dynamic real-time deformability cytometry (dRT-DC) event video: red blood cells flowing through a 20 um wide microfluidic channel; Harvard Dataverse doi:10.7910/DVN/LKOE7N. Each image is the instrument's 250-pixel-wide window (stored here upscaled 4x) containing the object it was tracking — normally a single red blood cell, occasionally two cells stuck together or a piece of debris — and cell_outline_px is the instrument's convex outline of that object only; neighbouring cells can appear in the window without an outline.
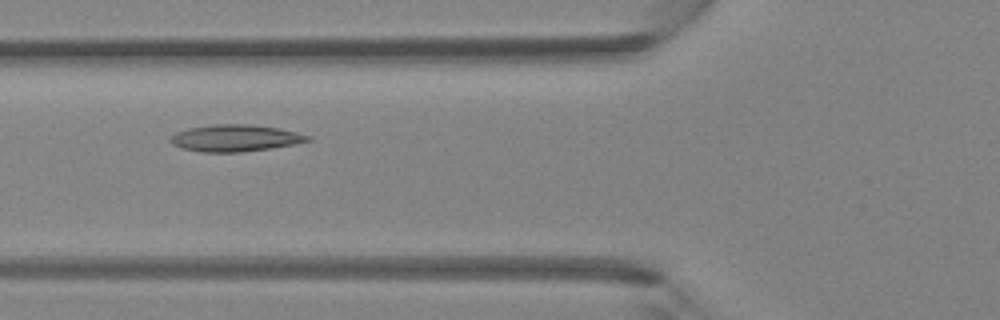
{"species": "Egyptian fruit bat (a non-hibernating species)", "species_latin": "Rousettus aegyptiacus", "temperature_condition": "room temperature", "stored_images_in_passage": 4, "camera_frame_rate_fps": 3000, "um_per_image_px": 0.085, "animal": {"sex": "female"}, "frame": {"image": 1, "passage_image": 4, "time_ms": 1.0, "image_size_px": [1000, 320], "cell_outline_px": [[312, 140], [292, 144], [268, 148], [240, 152], [200, 152], [180, 148], [172, 144], [168, 140], [176, 132], [188, 128], [212, 124], [248, 124], [280, 128], [312, 136]], "centroid_in_image_um": [19.96, 11.73], "position_along_channel_um": 105.8, "area_um2": 21.44}}